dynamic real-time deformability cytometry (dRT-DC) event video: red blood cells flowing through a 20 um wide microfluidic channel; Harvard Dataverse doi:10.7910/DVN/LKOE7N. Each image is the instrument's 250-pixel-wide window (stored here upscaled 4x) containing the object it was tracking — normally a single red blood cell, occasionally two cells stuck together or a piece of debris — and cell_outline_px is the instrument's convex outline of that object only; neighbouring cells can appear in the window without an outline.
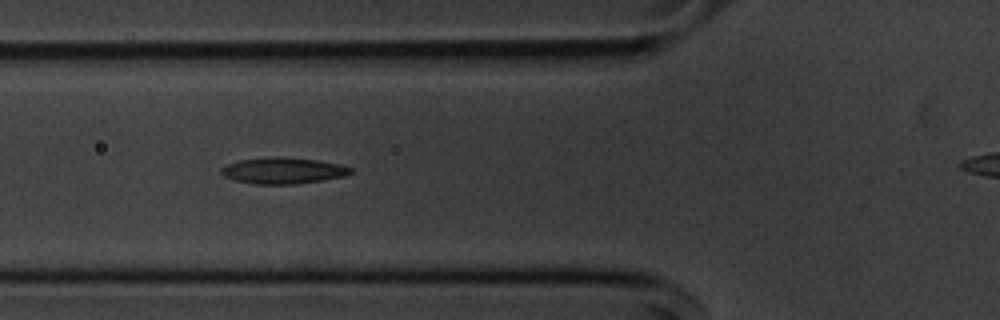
{"species": "common noctule bat (a hibernating species)", "species_latin": "Nyctalus noctula", "temperature_condition": "cold", "stored_images_in_passage": 36, "camera_frame_rate_fps": 3000, "um_per_image_px": 0.085, "animal": {"sex": "male", "body_mass_g": 20.1, "forearm_length_mm": 53.5}, "frame": {"image": 1, "passage_image": 7, "time_ms": 2.0, "image_size_px": [1000, 320], "cell_outline_px": [[352, 172], [344, 176], [296, 184], [256, 184], [236, 180], [224, 176], [220, 172], [220, 168], [228, 164], [240, 160], [276, 156], [280, 156], [316, 160], [340, 164], [352, 168]], "centroid_in_image_um": [24.05, 14.49], "position_along_channel_um": 101.7, "area_um2": 19.59}}
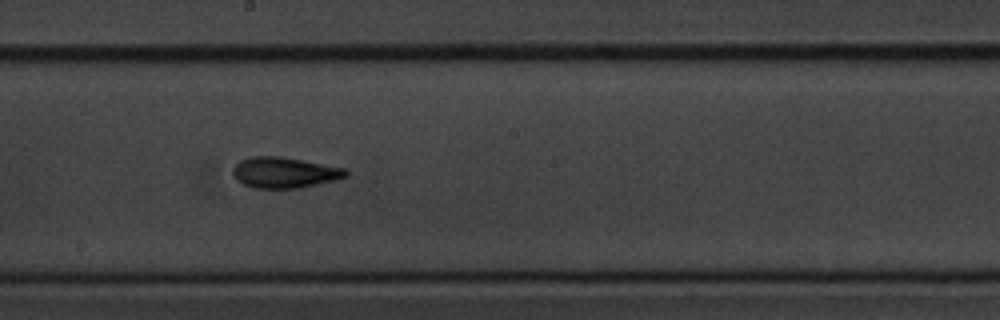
{"frame": {"image": 2, "passage_image": 17, "time_ms": 5.333, "image_size_px": [1000, 320], "cell_outline_px": [[348, 176], [336, 180], [300, 188], [252, 188], [236, 180], [232, 172], [232, 168], [240, 160], [252, 156], [280, 156], [344, 168], [348, 172]], "centroid_in_image_um": [24.15, 14.67], "position_along_channel_um": 224.0, "area_um2": 20.29}}
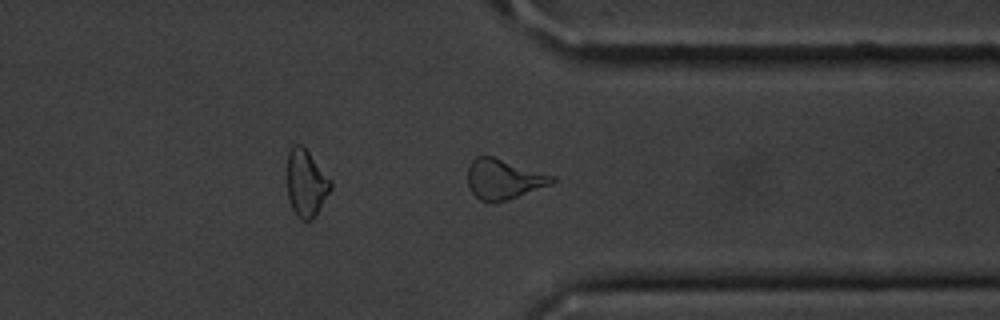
{"frame": {"image": 3, "passage_image": 29, "time_ms": 9.333, "image_size_px": [1000, 320], "cell_outline_px": [[556, 180], [552, 184], [508, 200], [480, 200], [468, 188], [468, 164], [476, 156], [492, 156], [556, 176]], "centroid_in_image_um": [42.82, 15.2], "position_along_channel_um": 368.6, "area_um2": 19.54}, "authors_computed_cell_mechanics": {"area_um2": 19.5075, "velocity_mm_per_s": 3.6515, "shape_relaxation_time_tau1_ms": 3.3283, "shape_relaxation_time_tau2_ms": 3.1436, "deformation_change_tau1": 0.1211, "deformation_change_tau2": 0.1209}}